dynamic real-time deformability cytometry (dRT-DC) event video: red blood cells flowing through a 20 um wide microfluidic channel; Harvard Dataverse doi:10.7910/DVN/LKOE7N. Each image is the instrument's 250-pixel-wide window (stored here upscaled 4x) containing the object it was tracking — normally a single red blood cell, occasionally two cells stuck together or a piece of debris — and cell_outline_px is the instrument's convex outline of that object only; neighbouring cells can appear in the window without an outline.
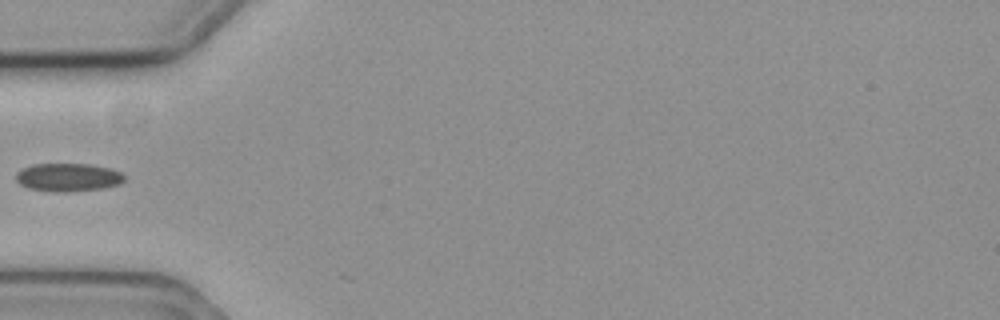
{"species": "common noctule bat (a hibernating species)", "species_latin": "Nyctalus noctula", "temperature_condition": "cold", "stored_images_in_passage": 2, "camera_frame_rate_fps": 3000, "um_per_image_px": 0.085, "animal": {"sex": "female", "body_mass_g": 19.3, "forearm_length_mm": 54.1}, "frame": {"image": 1, "passage_image": 1, "time_ms": 0.0, "image_size_px": [1000, 320], "cell_outline_px": [[124, 180], [120, 184], [104, 188], [68, 192], [52, 192], [28, 188], [20, 184], [16, 180], [16, 172], [32, 164], [92, 164], [112, 168], [120, 172], [124, 176]], "centroid_in_image_um": [5.8, 15.07], "position_along_channel_um": 79.2, "area_um2": 17.98}}